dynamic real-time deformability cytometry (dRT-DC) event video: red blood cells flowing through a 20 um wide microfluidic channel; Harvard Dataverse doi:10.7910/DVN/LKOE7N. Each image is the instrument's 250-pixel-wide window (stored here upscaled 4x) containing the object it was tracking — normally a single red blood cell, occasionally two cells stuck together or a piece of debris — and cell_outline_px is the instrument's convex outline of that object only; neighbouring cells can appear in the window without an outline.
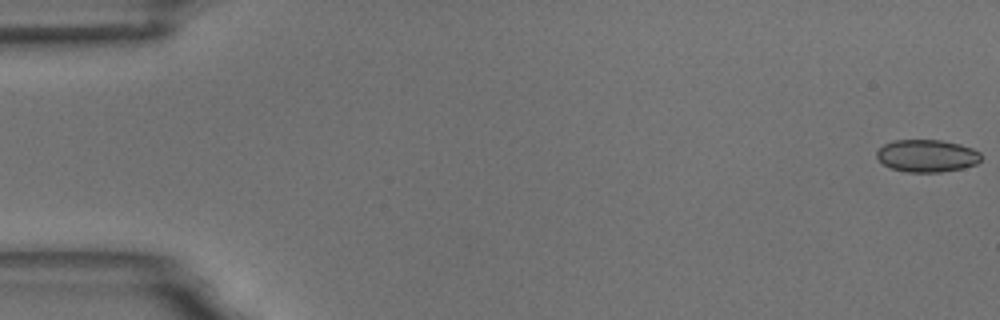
{"species": "common noctule bat (a hibernating species)", "species_latin": "Nyctalus noctula", "temperature_condition": "room temperature", "stored_images_in_passage": 5, "camera_frame_rate_fps": 3000, "um_per_image_px": 0.085, "animal": {"sex": "male", "body_mass_g": 18.8}, "frame": {"image": 1, "passage_image": 1, "time_ms": 0.0, "image_size_px": [1000, 320], "cell_outline_px": [[980, 160], [976, 164], [964, 168], [940, 172], [908, 172], [892, 168], [884, 164], [876, 156], [876, 152], [884, 144], [892, 140], [940, 140], [960, 144], [972, 148], [980, 152]], "centroid_in_image_um": [78.79, 13.24], "position_along_channel_um": 6.2, "area_um2": 19.65}}
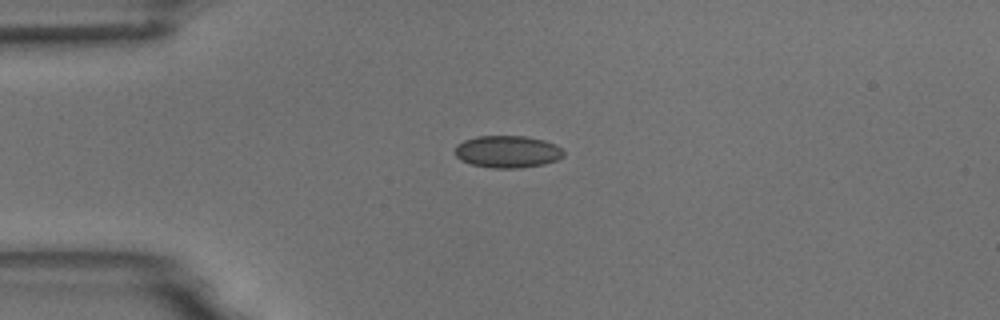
{"frame": {"image": 2, "passage_image": 4, "time_ms": 4.333, "image_size_px": [1000, 320], "cell_outline_px": [[564, 156], [556, 160], [544, 164], [520, 168], [492, 168], [472, 164], [460, 160], [456, 156], [456, 144], [464, 140], [476, 136], [524, 136], [544, 140], [556, 144], [564, 152]], "centroid_in_image_um": [43.14, 12.89], "position_along_channel_um": 41.9, "area_um2": 20.4}}